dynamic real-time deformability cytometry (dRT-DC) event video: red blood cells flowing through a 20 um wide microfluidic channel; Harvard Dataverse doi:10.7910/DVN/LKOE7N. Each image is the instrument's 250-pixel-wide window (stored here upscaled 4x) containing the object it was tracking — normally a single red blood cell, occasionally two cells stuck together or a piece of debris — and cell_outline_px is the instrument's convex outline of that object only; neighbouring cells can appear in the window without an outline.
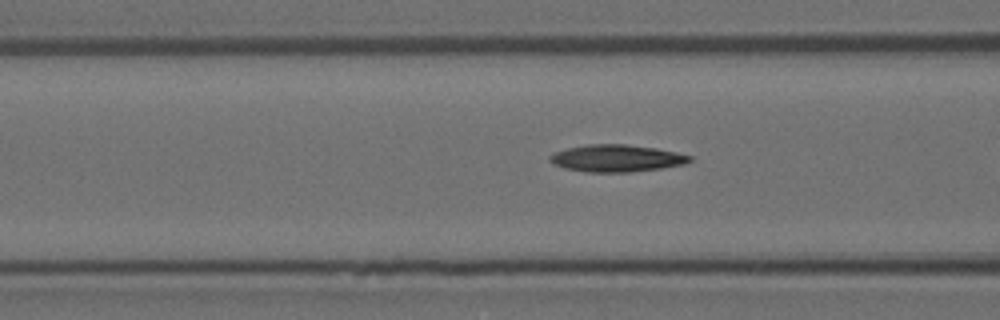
{"species": "Egyptian fruit bat (a non-hibernating species)", "species_latin": "Rousettus aegyptiacus", "temperature_condition": "room temperature", "stored_images_in_passage": 8, "camera_frame_rate_fps": 3000, "um_per_image_px": 0.085, "animal": {"sex": "female"}, "frame": {"image": 1, "passage_image": 6, "time_ms": 1.667, "image_size_px": [1000, 320], "cell_outline_px": [[692, 160], [684, 164], [660, 168], [628, 172], [588, 172], [564, 168], [548, 160], [548, 156], [552, 152], [568, 148], [588, 144], [624, 144], [656, 148], [676, 152], [692, 156]], "centroid_in_image_um": [52.38, 13.44], "position_along_channel_um": 114.2, "area_um2": 22.02}}